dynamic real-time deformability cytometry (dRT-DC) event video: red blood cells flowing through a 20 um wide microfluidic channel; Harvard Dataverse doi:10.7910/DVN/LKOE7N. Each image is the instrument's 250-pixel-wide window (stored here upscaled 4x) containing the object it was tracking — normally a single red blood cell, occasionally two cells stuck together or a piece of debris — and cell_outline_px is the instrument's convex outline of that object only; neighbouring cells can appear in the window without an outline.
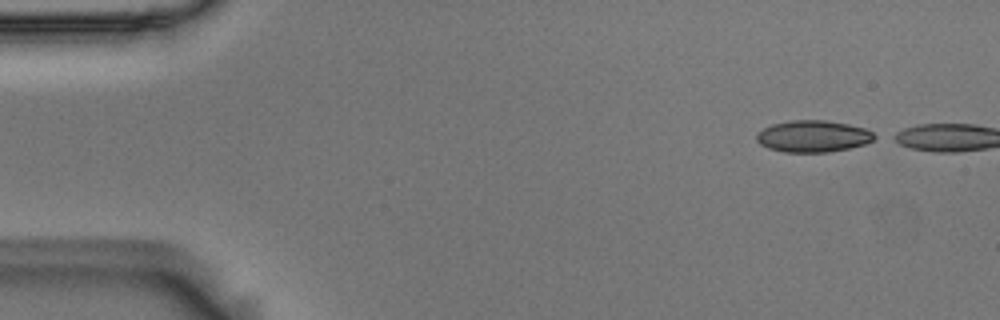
{"species": "Egyptian fruit bat (a non-hibernating species)", "species_latin": "Rousettus aegyptiacus", "temperature_condition": "room temperature", "stored_images_in_passage": 11, "camera_frame_rate_fps": 3000, "um_per_image_px": 0.085, "animal": {"sex": "male"}, "frame": {"image": 1, "passage_image": 1, "time_ms": 0.0, "image_size_px": [1000, 320], "cell_outline_px": [[880, 136], [864, 144], [848, 148], [828, 152], [784, 152], [768, 148], [760, 144], [756, 140], [756, 132], [772, 124], [788, 120], [828, 120], [848, 124], [864, 128]], "centroid_in_image_um": [69.09, 11.57], "position_along_channel_um": 15.9, "area_um2": 21.91}}